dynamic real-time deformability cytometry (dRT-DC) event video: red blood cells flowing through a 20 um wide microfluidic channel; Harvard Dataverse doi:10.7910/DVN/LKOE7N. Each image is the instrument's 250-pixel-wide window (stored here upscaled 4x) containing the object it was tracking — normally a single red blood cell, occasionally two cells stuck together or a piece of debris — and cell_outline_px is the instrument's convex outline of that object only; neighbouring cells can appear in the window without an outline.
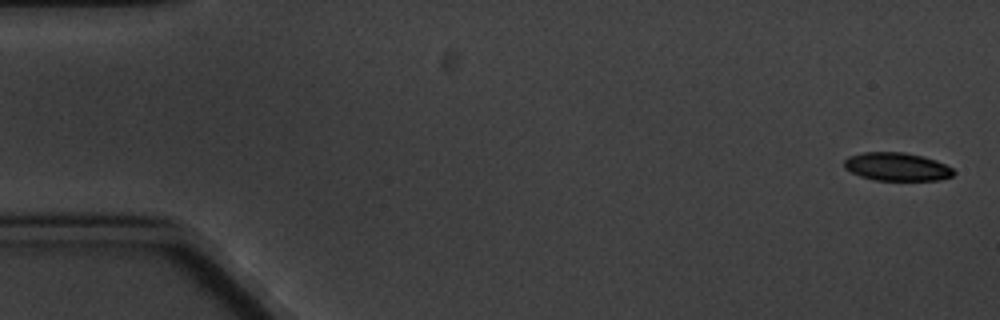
{"species": "common noctule bat (a hibernating species)", "species_latin": "Nyctalus noctula", "temperature_condition": "cold", "stored_images_in_passage": 6, "segment_of_instrument_passage": [1, 2], "camera_frame_rate_fps": 3000, "um_per_image_px": 0.085, "animal": {"sex": "male", "body_mass_g": 20.1, "forearm_length_mm": 53.5}, "frame": {"image": 1, "passage_image": 1, "time_ms": 0.0, "image_size_px": [1000, 320], "cell_outline_px": [[956, 172], [952, 176], [940, 180], [872, 180], [860, 176], [844, 168], [844, 160], [848, 156], [864, 152], [904, 152], [936, 160], [952, 168]], "centroid_in_image_um": [76.22, 14.17], "position_along_channel_um": 8.8, "area_um2": 17.98}}